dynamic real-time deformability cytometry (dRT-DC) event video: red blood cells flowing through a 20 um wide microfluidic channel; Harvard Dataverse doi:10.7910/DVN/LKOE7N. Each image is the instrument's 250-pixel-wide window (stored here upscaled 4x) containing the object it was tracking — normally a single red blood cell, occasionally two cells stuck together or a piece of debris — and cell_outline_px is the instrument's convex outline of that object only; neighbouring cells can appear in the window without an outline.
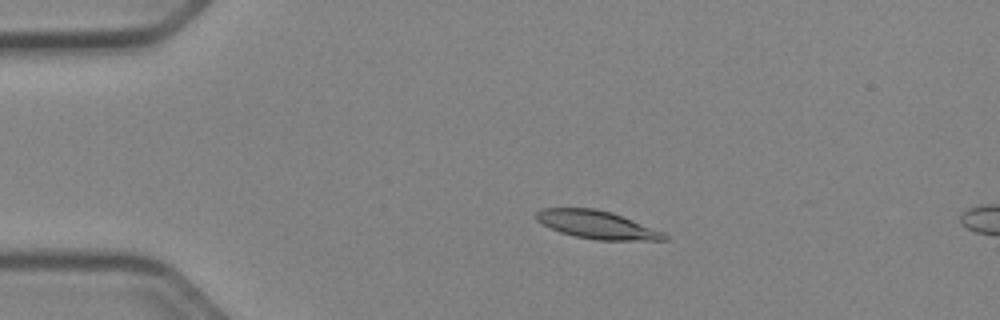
{"species": "Egyptian fruit bat (a non-hibernating species)", "species_latin": "Rousettus aegyptiacus", "temperature_condition": "cold", "stored_images_in_passage": 5, "camera_frame_rate_fps": 3000, "um_per_image_px": 0.085, "animal": {"sex": "female"}, "frame": {"image": 1, "passage_image": 1, "time_ms": 0.0, "image_size_px": [1000, 320], "cell_outline_px": [[668, 240], [596, 240], [576, 236], [560, 232], [536, 220], [536, 212], [540, 208], [596, 208], [612, 212], [664, 232], [668, 236]], "centroid_in_image_um": [50.75, 19.1], "position_along_channel_um": 34.2, "area_um2": 20.81}}